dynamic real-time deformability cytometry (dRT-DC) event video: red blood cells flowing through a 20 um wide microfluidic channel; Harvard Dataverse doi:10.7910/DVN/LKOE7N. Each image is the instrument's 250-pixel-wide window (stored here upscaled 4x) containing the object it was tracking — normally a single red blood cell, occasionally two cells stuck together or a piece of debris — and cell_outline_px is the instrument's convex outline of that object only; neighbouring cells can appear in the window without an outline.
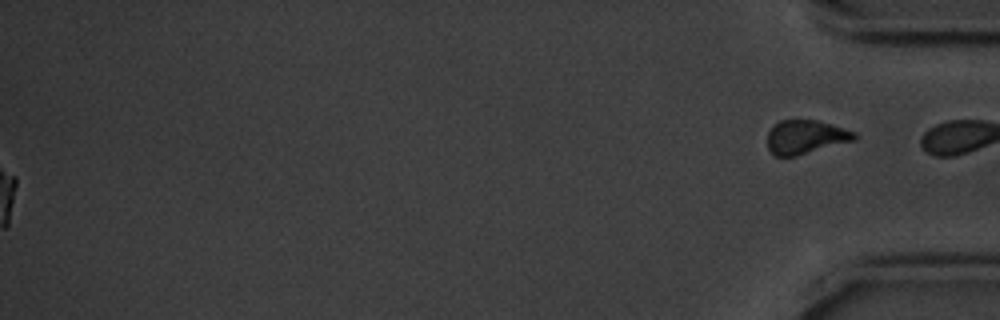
{"species": "common noctule bat (a hibernating species)", "species_latin": "Nyctalus noctula", "temperature_condition": "cold", "stored_images_in_passage": 57, "segment_of_instrument_passage": [2, 2], "camera_frame_rate_fps": 3000, "um_per_image_px": 0.085, "animal": {"sex": "male", "body_mass_g": 20.1, "forearm_length_mm": 53.5}, "frame": {"image": 1, "passage_image": 57, "time_ms": 18.667, "image_size_px": [1000, 320], "cell_outline_px": [[856, 140], [796, 156], [776, 156], [768, 148], [768, 132], [780, 120], [816, 120], [856, 132]], "centroid_in_image_um": [68.49, 11.65], "position_along_channel_um": 366.7, "area_um2": 16.94}}